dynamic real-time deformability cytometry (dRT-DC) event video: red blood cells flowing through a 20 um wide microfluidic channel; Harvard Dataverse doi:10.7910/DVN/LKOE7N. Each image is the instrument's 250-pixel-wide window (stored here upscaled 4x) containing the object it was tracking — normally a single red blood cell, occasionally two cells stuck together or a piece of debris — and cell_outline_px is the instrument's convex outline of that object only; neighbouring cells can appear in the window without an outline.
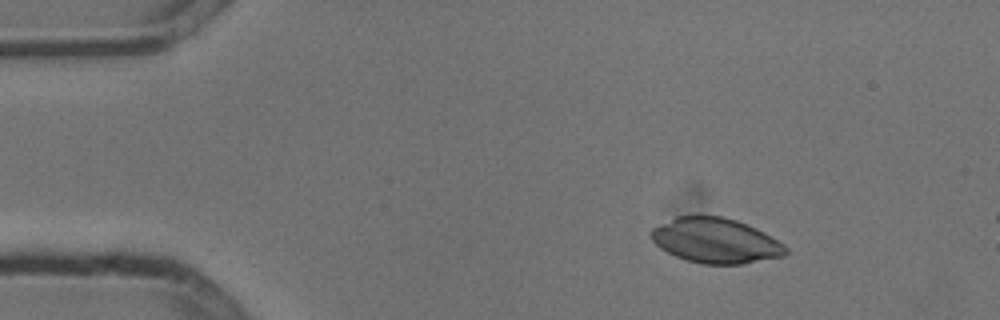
{"species": "common noctule bat (a hibernating species)", "species_latin": "Nyctalus noctula", "temperature_condition": "cold", "stored_images_in_passage": 7, "camera_frame_rate_fps": 3000, "um_per_image_px": 0.085, "animal": {"sex": "male", "body_mass_g": 13.3}, "frame": {"image": 1, "passage_image": 3, "time_ms": 0.667, "image_size_px": [1000, 320], "cell_outline_px": [[788, 252], [784, 256], [744, 264], [700, 264], [684, 260], [660, 248], [648, 236], [648, 232], [652, 228], [676, 216], [720, 216], [736, 220], [748, 224], [772, 236], [784, 244], [788, 248]], "centroid_in_image_um": [60.83, 20.46], "position_along_channel_um": 24.2, "area_um2": 35.66}}